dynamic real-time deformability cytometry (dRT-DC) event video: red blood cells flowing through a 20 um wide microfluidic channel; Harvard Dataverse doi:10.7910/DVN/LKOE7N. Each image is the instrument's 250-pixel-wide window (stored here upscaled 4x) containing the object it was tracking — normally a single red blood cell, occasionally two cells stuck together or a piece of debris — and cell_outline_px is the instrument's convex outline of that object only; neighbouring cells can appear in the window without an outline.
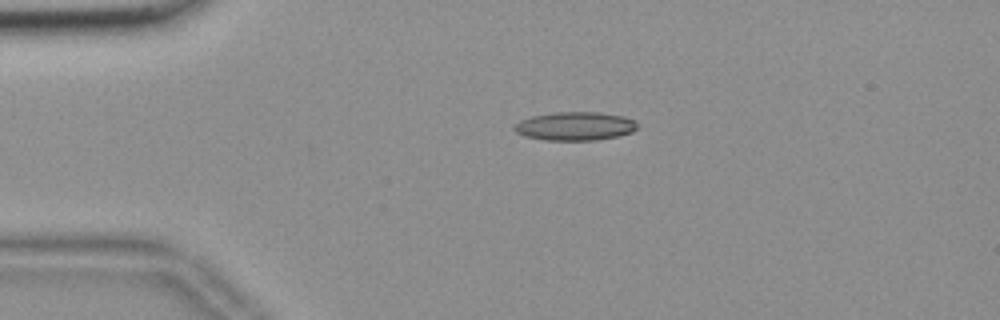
{"species": "common noctule bat (a hibernating species)", "species_latin": "Nyctalus noctula", "temperature_condition": "room temperature", "stored_images_in_passage": 45, "camera_frame_rate_fps": 3000, "um_per_image_px": 0.085, "animal": {"sex": "female", "body_mass_g": 18.4}, "frame": {"image": 1, "passage_image": 2, "time_ms": 0.333, "image_size_px": [1000, 320], "cell_outline_px": [[640, 128], [632, 132], [620, 136], [596, 140], [544, 140], [524, 136], [516, 132], [512, 128], [520, 120], [532, 116], [552, 112], [600, 112], [624, 116], [636, 120]], "centroid_in_image_um": [48.93, 10.72], "position_along_channel_um": 36.1, "area_um2": 20.81}}
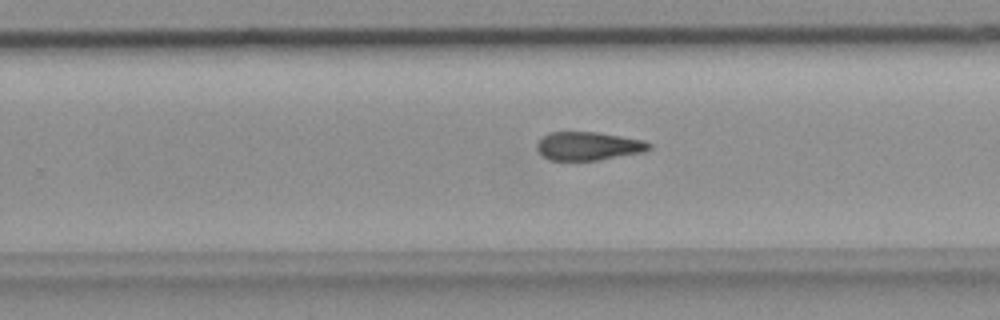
{"frame": {"image": 2, "passage_image": 25, "time_ms": 8.0, "image_size_px": [1000, 320], "cell_outline_px": [[652, 148], [644, 152], [596, 160], [548, 160], [536, 148], [536, 144], [548, 132], [596, 132], [644, 140], [652, 144]], "centroid_in_image_um": [50.03, 12.41], "position_along_channel_um": 279.8, "area_um2": 18.5}}
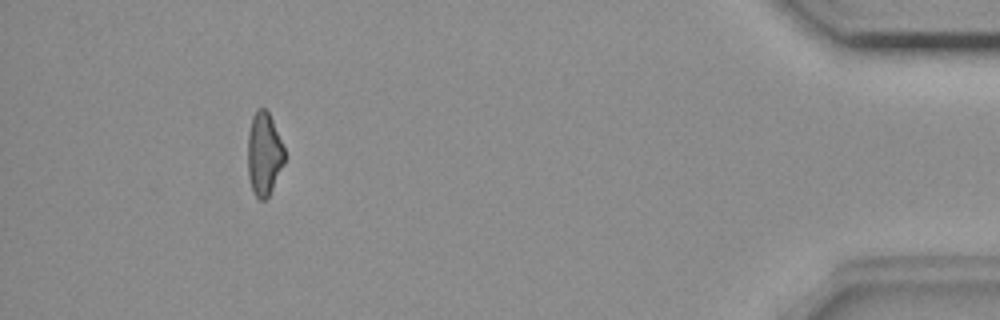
{"frame": {"image": 3, "passage_image": 41, "time_ms": 13.333, "image_size_px": [1000, 320], "cell_outline_px": [[288, 156], [268, 196], [264, 200], [260, 200], [256, 196], [252, 188], [248, 176], [248, 132], [252, 116], [256, 108], [264, 108], [268, 112], [272, 120]], "centroid_in_image_um": [22.46, 13.06], "position_along_channel_um": 412.7, "area_um2": 17.92}, "authors_computed_cell_mechanics": {"area_um2": 19.1318, "velocity_mm_per_s": 3.663, "shape_relaxation_time_tau1_ms": null, "shape_relaxation_time_tau2_ms": 8.3714, "deformation_change_tau1": null, "deformation_change_tau2": 0.2141}}